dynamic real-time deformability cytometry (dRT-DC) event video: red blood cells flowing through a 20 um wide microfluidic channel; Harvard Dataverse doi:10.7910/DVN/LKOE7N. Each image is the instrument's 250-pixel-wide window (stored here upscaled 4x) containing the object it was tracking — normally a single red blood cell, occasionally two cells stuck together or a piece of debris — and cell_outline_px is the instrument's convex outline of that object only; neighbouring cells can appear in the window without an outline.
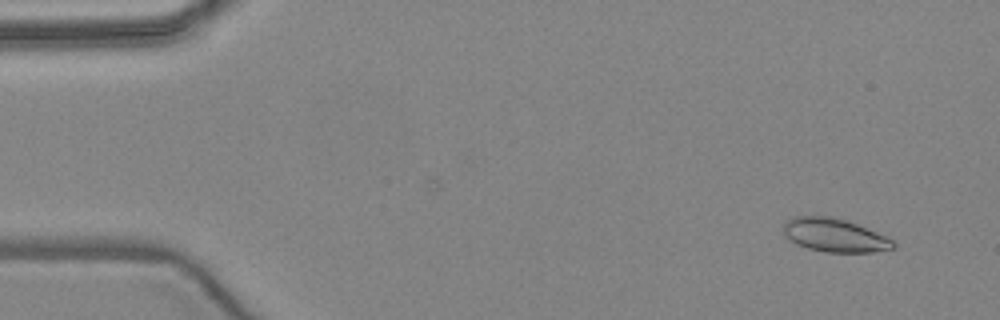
{"species": "common noctule bat (a hibernating species)", "species_latin": "Nyctalus noctula", "temperature_condition": "warm", "stored_images_in_passage": 5, "camera_frame_rate_fps": 3000, "um_per_image_px": 0.085, "animal": {"sex": "female", "body_mass_g": 24.6, "forearm_length_mm": 56.2}, "frame": {"image": 1, "passage_image": 1, "time_ms": 0.0, "image_size_px": [1000, 320], "cell_outline_px": [[896, 248], [872, 252], [824, 252], [808, 248], [796, 244], [784, 232], [784, 220], [796, 216], [832, 216], [848, 220], [876, 232], [892, 240], [896, 244]], "centroid_in_image_um": [70.95, 19.98], "position_along_channel_um": 14.1, "area_um2": 21.33}}